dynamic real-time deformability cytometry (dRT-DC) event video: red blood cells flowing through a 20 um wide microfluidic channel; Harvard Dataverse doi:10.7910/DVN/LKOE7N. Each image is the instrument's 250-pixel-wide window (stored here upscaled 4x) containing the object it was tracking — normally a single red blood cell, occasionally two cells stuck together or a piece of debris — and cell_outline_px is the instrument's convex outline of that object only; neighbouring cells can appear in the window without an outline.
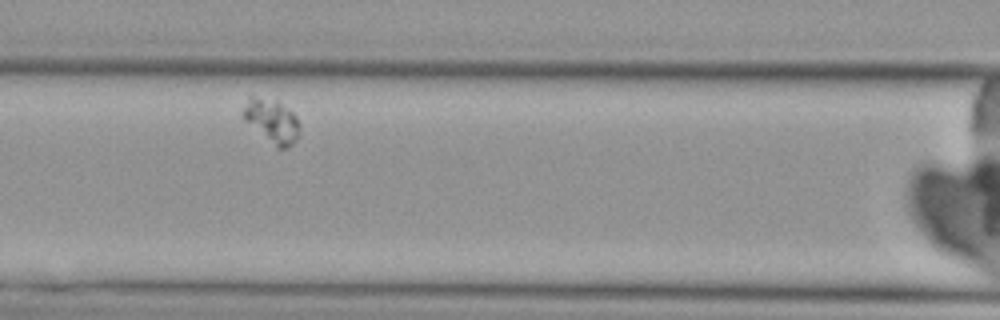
{"species": "Egyptian fruit bat (a non-hibernating species)", "species_latin": "Rousettus aegyptiacus", "temperature_condition": "cold", "stored_images_in_passage": 8, "camera_frame_rate_fps": 3000, "um_per_image_px": 0.085, "animal": {"sex": "female"}, "frame": {"image": 1, "passage_image": 3, "time_ms": 2.333, "image_size_px": [1000, 320], "cell_outline_px": [[300, 136], [288, 148], [276, 148], [244, 120], [240, 116], [248, 96], [252, 96], [276, 100], [288, 108], [296, 116], [300, 124]], "centroid_in_image_um": [23.11, 10.29], "position_along_channel_um": 143.5, "area_um2": 14.68}}
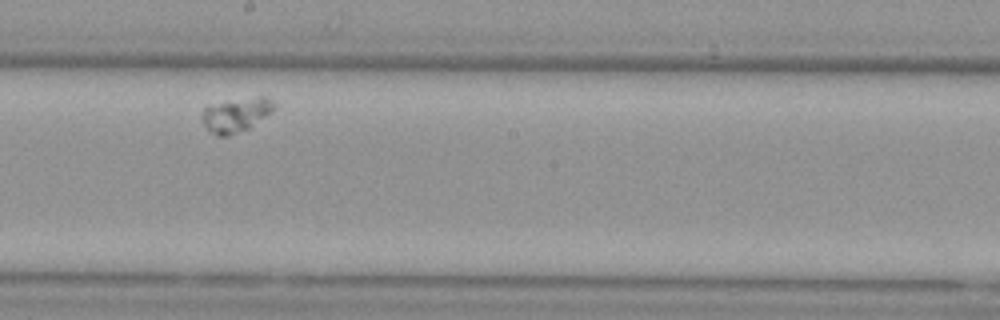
{"frame": {"image": 2, "passage_image": 5, "time_ms": 5.0, "image_size_px": [1000, 320], "cell_outline_px": [[276, 108], [272, 112], [248, 128], [228, 136], [216, 136], [204, 124], [200, 116], [204, 108], [208, 104], [260, 96], [268, 96], [276, 104]], "centroid_in_image_um": [20.07, 9.74], "position_along_channel_um": 228.1, "area_um2": 14.39}}
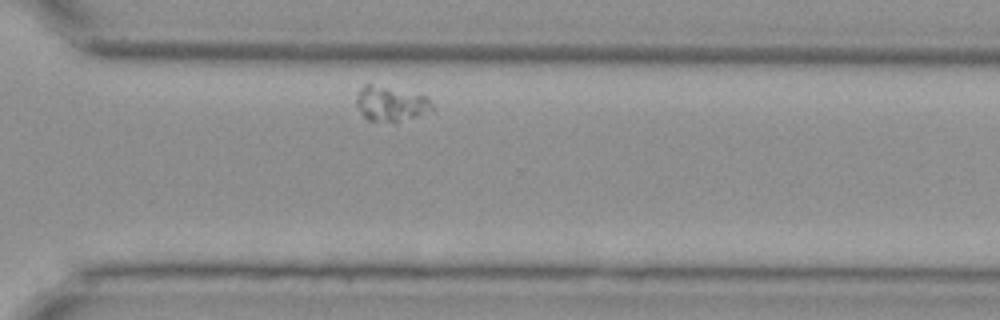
{"frame": {"image": 3, "passage_image": 8, "time_ms": 8.333, "image_size_px": [1000, 320], "cell_outline_px": [[436, 108], [396, 124], [392, 124], [368, 120], [360, 112], [356, 104], [356, 96], [360, 88], [364, 84], [372, 84], [424, 96]], "centroid_in_image_um": [33.17, 8.86], "position_along_channel_um": 337.4, "area_um2": 15.43}}